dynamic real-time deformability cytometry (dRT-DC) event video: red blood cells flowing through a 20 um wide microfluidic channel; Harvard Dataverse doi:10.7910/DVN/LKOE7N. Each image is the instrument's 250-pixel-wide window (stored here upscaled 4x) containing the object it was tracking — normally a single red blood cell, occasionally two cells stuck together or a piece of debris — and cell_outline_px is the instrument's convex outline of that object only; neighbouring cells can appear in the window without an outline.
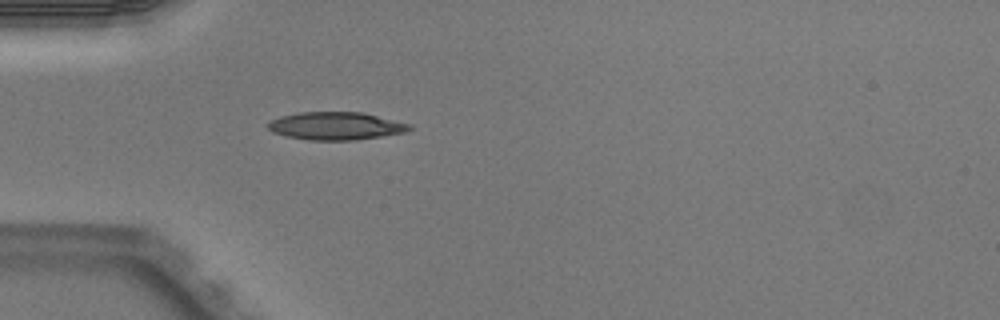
{"species": "Egyptian fruit bat (a non-hibernating species)", "species_latin": "Rousettus aegyptiacus", "temperature_condition": "warm", "stored_images_in_passage": 1, "camera_frame_rate_fps": 3000, "um_per_image_px": 0.085, "animal": {"sex": "male"}, "frame": {"image": 1, "passage_image": 1, "time_ms": 0.0, "image_size_px": [1000, 320], "cell_outline_px": [[412, 128], [404, 132], [356, 140], [308, 140], [288, 136], [272, 132], [264, 124], [268, 120], [280, 116], [300, 112], [364, 112], [412, 124]], "centroid_in_image_um": [28.51, 10.69], "position_along_channel_um": 56.5, "area_um2": 23.12}}